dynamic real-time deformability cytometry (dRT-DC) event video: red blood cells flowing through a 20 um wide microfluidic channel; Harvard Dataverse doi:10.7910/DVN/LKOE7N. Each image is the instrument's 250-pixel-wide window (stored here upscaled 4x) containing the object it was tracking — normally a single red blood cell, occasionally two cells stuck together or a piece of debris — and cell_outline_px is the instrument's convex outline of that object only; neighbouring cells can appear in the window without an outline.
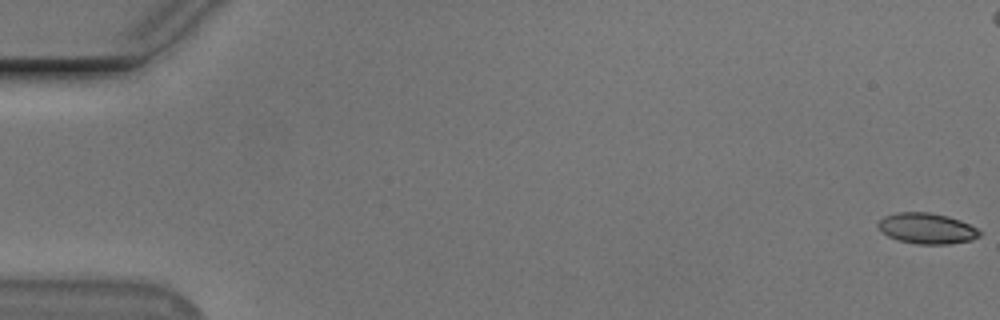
{"species": "Egyptian fruit bat (a non-hibernating species)", "species_latin": "Rousettus aegyptiacus", "temperature_condition": "cold", "stored_images_in_passage": 57, "camera_frame_rate_fps": 3000, "um_per_image_px": 0.085, "animal": {"sex": "male"}, "frame": {"image": 1, "passage_image": 1, "time_ms": 0.0, "image_size_px": [1000, 320], "cell_outline_px": [[980, 236], [972, 240], [948, 244], [916, 244], [896, 240], [888, 236], [876, 224], [884, 216], [896, 212], [928, 212], [948, 216], [960, 220], [976, 228], [980, 232]], "centroid_in_image_um": [78.77, 19.41], "position_along_channel_um": 6.2, "area_um2": 18.15}}
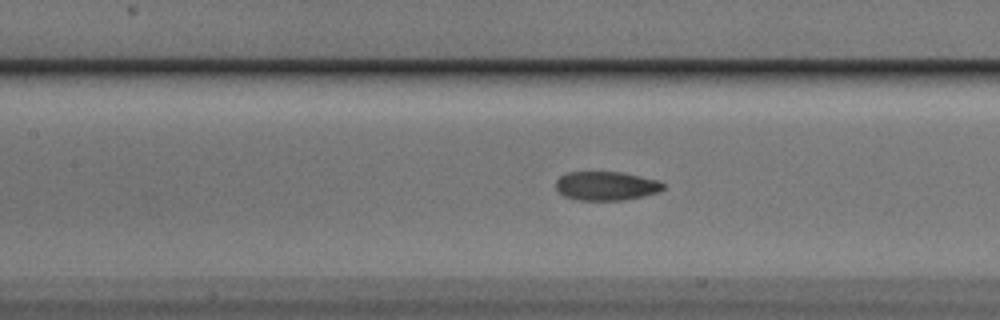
{"frame": {"image": 2, "passage_image": 26, "time_ms": 8.333, "image_size_px": [1000, 320], "cell_outline_px": [[664, 188], [660, 192], [644, 196], [624, 200], [576, 200], [564, 196], [556, 188], [556, 180], [560, 176], [568, 172], [620, 172], [656, 180], [664, 184]], "centroid_in_image_um": [51.51, 15.81], "position_along_channel_um": 155.9, "area_um2": 18.03}}
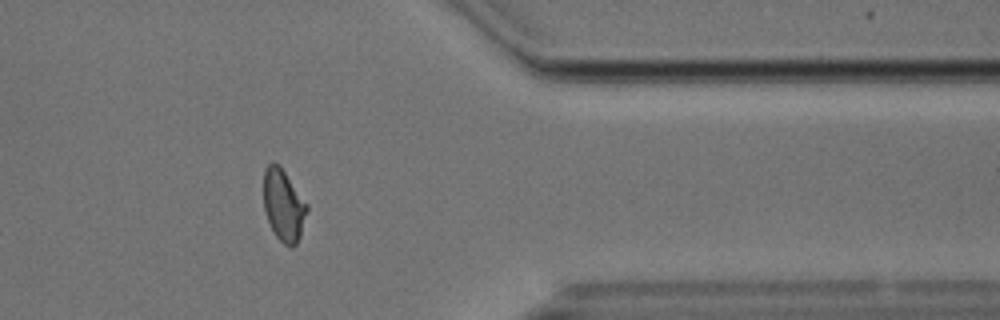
{"frame": {"image": 3, "passage_image": 46, "time_ms": 15.0, "image_size_px": [1000, 320], "cell_outline_px": [[308, 208], [300, 236], [296, 244], [292, 248], [284, 244], [276, 236], [264, 212], [264, 172], [268, 164], [272, 160], [280, 164], [308, 204]], "centroid_in_image_um": [24.1, 17.41], "position_along_channel_um": 387.3, "area_um2": 18.26}, "authors_computed_cell_mechanics": {"area_um2": 18.5538, "velocity_mm_per_s": 3.7092, "shape_relaxation_time_tau1_ms": 6.3258, "shape_relaxation_time_tau2_ms": 1.3134, "deformation_change_tau1": 0.1636, "deformation_change_tau2": 0.0551}}